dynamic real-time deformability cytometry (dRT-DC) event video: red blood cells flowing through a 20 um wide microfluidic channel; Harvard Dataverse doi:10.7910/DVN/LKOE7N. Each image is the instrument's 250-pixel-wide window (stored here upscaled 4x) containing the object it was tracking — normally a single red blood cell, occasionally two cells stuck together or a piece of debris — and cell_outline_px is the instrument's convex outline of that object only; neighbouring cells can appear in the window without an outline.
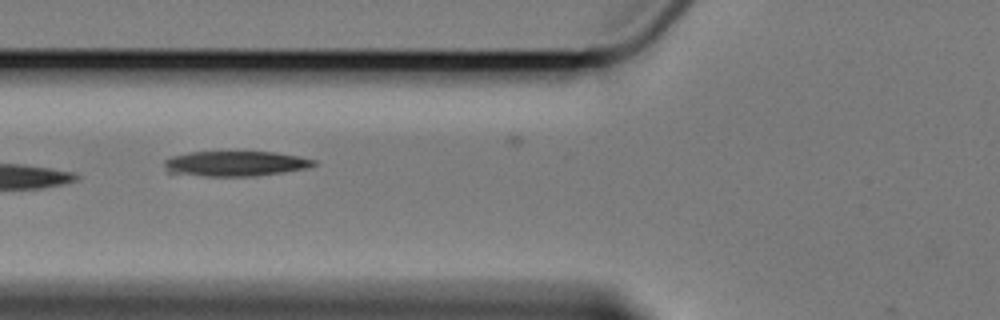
{"species": "Egyptian fruit bat (a non-hibernating species)", "species_latin": "Rousettus aegyptiacus", "temperature_condition": "cold", "stored_images_in_passage": 7, "camera_frame_rate_fps": 3000, "um_per_image_px": 0.085, "animal": {"sex": "female"}, "frame": {"image": 1, "passage_image": 6, "time_ms": 6.667, "image_size_px": [1000, 320], "cell_outline_px": [[316, 164], [308, 168], [284, 172], [256, 176], [204, 176], [168, 172], [164, 164], [164, 160], [172, 156], [188, 152], [276, 152], [316, 160]], "centroid_in_image_um": [20.01, 13.91], "position_along_channel_um": 105.8, "area_um2": 21.85}}